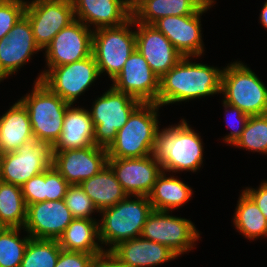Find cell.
<instances>
[{"instance_id": "6da1fadb", "label": "cell", "mask_w": 267, "mask_h": 267, "mask_svg": "<svg viewBox=\"0 0 267 267\" xmlns=\"http://www.w3.org/2000/svg\"><path fill=\"white\" fill-rule=\"evenodd\" d=\"M183 57L159 80L158 105L221 93L222 71Z\"/></svg>"}, {"instance_id": "7a4b0ae2", "label": "cell", "mask_w": 267, "mask_h": 267, "mask_svg": "<svg viewBox=\"0 0 267 267\" xmlns=\"http://www.w3.org/2000/svg\"><path fill=\"white\" fill-rule=\"evenodd\" d=\"M201 136L183 119L156 133L152 155L161 164L162 171L196 172L203 164Z\"/></svg>"}, {"instance_id": "3957f363", "label": "cell", "mask_w": 267, "mask_h": 267, "mask_svg": "<svg viewBox=\"0 0 267 267\" xmlns=\"http://www.w3.org/2000/svg\"><path fill=\"white\" fill-rule=\"evenodd\" d=\"M157 103H141L117 131L114 142L107 149L108 158H142L152 155L158 132Z\"/></svg>"}, {"instance_id": "277c9868", "label": "cell", "mask_w": 267, "mask_h": 267, "mask_svg": "<svg viewBox=\"0 0 267 267\" xmlns=\"http://www.w3.org/2000/svg\"><path fill=\"white\" fill-rule=\"evenodd\" d=\"M130 197L133 196L129 195L113 207L100 211L103 214L98 223L99 243L110 246L106 252L123 241L140 237L148 216L154 210L148 196H135L137 200Z\"/></svg>"}, {"instance_id": "5b68a950", "label": "cell", "mask_w": 267, "mask_h": 267, "mask_svg": "<svg viewBox=\"0 0 267 267\" xmlns=\"http://www.w3.org/2000/svg\"><path fill=\"white\" fill-rule=\"evenodd\" d=\"M242 62H233L222 71L223 102L237 107L249 116L267 114V87Z\"/></svg>"}, {"instance_id": "8992f818", "label": "cell", "mask_w": 267, "mask_h": 267, "mask_svg": "<svg viewBox=\"0 0 267 267\" xmlns=\"http://www.w3.org/2000/svg\"><path fill=\"white\" fill-rule=\"evenodd\" d=\"M34 82L32 93L26 94L19 101L28 112L33 136L39 142L53 146L61 135L63 119L70 104L40 81Z\"/></svg>"}, {"instance_id": "52a82bcc", "label": "cell", "mask_w": 267, "mask_h": 267, "mask_svg": "<svg viewBox=\"0 0 267 267\" xmlns=\"http://www.w3.org/2000/svg\"><path fill=\"white\" fill-rule=\"evenodd\" d=\"M141 102L114 87L93 102L89 114L94 123V144L108 149L114 142L117 131L127 122Z\"/></svg>"}, {"instance_id": "ba28073f", "label": "cell", "mask_w": 267, "mask_h": 267, "mask_svg": "<svg viewBox=\"0 0 267 267\" xmlns=\"http://www.w3.org/2000/svg\"><path fill=\"white\" fill-rule=\"evenodd\" d=\"M133 25L131 18L118 27L93 29L92 55L100 74L106 71L113 80L136 50L135 31L130 28Z\"/></svg>"}, {"instance_id": "9c48e42d", "label": "cell", "mask_w": 267, "mask_h": 267, "mask_svg": "<svg viewBox=\"0 0 267 267\" xmlns=\"http://www.w3.org/2000/svg\"><path fill=\"white\" fill-rule=\"evenodd\" d=\"M52 146L35 137L16 151L1 154L0 181L22 186L29 179L52 166Z\"/></svg>"}, {"instance_id": "30bf717a", "label": "cell", "mask_w": 267, "mask_h": 267, "mask_svg": "<svg viewBox=\"0 0 267 267\" xmlns=\"http://www.w3.org/2000/svg\"><path fill=\"white\" fill-rule=\"evenodd\" d=\"M48 68L36 81L43 83L70 105L101 76L93 55L77 62Z\"/></svg>"}, {"instance_id": "8fae6325", "label": "cell", "mask_w": 267, "mask_h": 267, "mask_svg": "<svg viewBox=\"0 0 267 267\" xmlns=\"http://www.w3.org/2000/svg\"><path fill=\"white\" fill-rule=\"evenodd\" d=\"M170 211L153 210L148 216L141 237L167 246L177 256L193 249L200 233L185 218L170 216Z\"/></svg>"}, {"instance_id": "7c38bea8", "label": "cell", "mask_w": 267, "mask_h": 267, "mask_svg": "<svg viewBox=\"0 0 267 267\" xmlns=\"http://www.w3.org/2000/svg\"><path fill=\"white\" fill-rule=\"evenodd\" d=\"M24 15L41 50L51 43L60 30L75 20L72 0H32L27 2Z\"/></svg>"}, {"instance_id": "4fadbf2b", "label": "cell", "mask_w": 267, "mask_h": 267, "mask_svg": "<svg viewBox=\"0 0 267 267\" xmlns=\"http://www.w3.org/2000/svg\"><path fill=\"white\" fill-rule=\"evenodd\" d=\"M93 30L75 19L60 30L45 48L46 65L57 67L92 55Z\"/></svg>"}, {"instance_id": "5bb4252c", "label": "cell", "mask_w": 267, "mask_h": 267, "mask_svg": "<svg viewBox=\"0 0 267 267\" xmlns=\"http://www.w3.org/2000/svg\"><path fill=\"white\" fill-rule=\"evenodd\" d=\"M211 6H200L187 16L162 17L152 25L166 36L183 57H199L204 52L200 16Z\"/></svg>"}, {"instance_id": "9a60e30c", "label": "cell", "mask_w": 267, "mask_h": 267, "mask_svg": "<svg viewBox=\"0 0 267 267\" xmlns=\"http://www.w3.org/2000/svg\"><path fill=\"white\" fill-rule=\"evenodd\" d=\"M159 80L144 57L135 50L112 80V87L141 103L158 104Z\"/></svg>"}, {"instance_id": "2e32d148", "label": "cell", "mask_w": 267, "mask_h": 267, "mask_svg": "<svg viewBox=\"0 0 267 267\" xmlns=\"http://www.w3.org/2000/svg\"><path fill=\"white\" fill-rule=\"evenodd\" d=\"M107 164L129 196H148L162 172L153 155L142 158H108Z\"/></svg>"}, {"instance_id": "e0dca14e", "label": "cell", "mask_w": 267, "mask_h": 267, "mask_svg": "<svg viewBox=\"0 0 267 267\" xmlns=\"http://www.w3.org/2000/svg\"><path fill=\"white\" fill-rule=\"evenodd\" d=\"M107 160V149L93 145L53 152L52 165L70 185H79L104 168Z\"/></svg>"}, {"instance_id": "ac0fdd59", "label": "cell", "mask_w": 267, "mask_h": 267, "mask_svg": "<svg viewBox=\"0 0 267 267\" xmlns=\"http://www.w3.org/2000/svg\"><path fill=\"white\" fill-rule=\"evenodd\" d=\"M74 217L63 200H46L27 205L23 229L35 239H57Z\"/></svg>"}, {"instance_id": "d6986e66", "label": "cell", "mask_w": 267, "mask_h": 267, "mask_svg": "<svg viewBox=\"0 0 267 267\" xmlns=\"http://www.w3.org/2000/svg\"><path fill=\"white\" fill-rule=\"evenodd\" d=\"M38 51L42 50L35 42L28 18L23 15L0 40V81L17 72Z\"/></svg>"}, {"instance_id": "ffe728a7", "label": "cell", "mask_w": 267, "mask_h": 267, "mask_svg": "<svg viewBox=\"0 0 267 267\" xmlns=\"http://www.w3.org/2000/svg\"><path fill=\"white\" fill-rule=\"evenodd\" d=\"M134 26H137V31H135L136 50L144 57L152 71L160 79L183 56L153 25L135 22Z\"/></svg>"}, {"instance_id": "44dd1931", "label": "cell", "mask_w": 267, "mask_h": 267, "mask_svg": "<svg viewBox=\"0 0 267 267\" xmlns=\"http://www.w3.org/2000/svg\"><path fill=\"white\" fill-rule=\"evenodd\" d=\"M110 253L121 267H155L178 257L167 246L141 236L119 243Z\"/></svg>"}, {"instance_id": "7402d4cb", "label": "cell", "mask_w": 267, "mask_h": 267, "mask_svg": "<svg viewBox=\"0 0 267 267\" xmlns=\"http://www.w3.org/2000/svg\"><path fill=\"white\" fill-rule=\"evenodd\" d=\"M72 2L75 19L89 28L90 24L91 26L93 24L95 30L118 27L132 18L120 0H72Z\"/></svg>"}, {"instance_id": "603a6c76", "label": "cell", "mask_w": 267, "mask_h": 267, "mask_svg": "<svg viewBox=\"0 0 267 267\" xmlns=\"http://www.w3.org/2000/svg\"><path fill=\"white\" fill-rule=\"evenodd\" d=\"M69 105L64 119L59 139L52 146V152L69 149H81L94 144V123L89 110Z\"/></svg>"}, {"instance_id": "cb8c5ba5", "label": "cell", "mask_w": 267, "mask_h": 267, "mask_svg": "<svg viewBox=\"0 0 267 267\" xmlns=\"http://www.w3.org/2000/svg\"><path fill=\"white\" fill-rule=\"evenodd\" d=\"M33 137L28 112L18 100L0 117V154L16 151Z\"/></svg>"}, {"instance_id": "d4e9b609", "label": "cell", "mask_w": 267, "mask_h": 267, "mask_svg": "<svg viewBox=\"0 0 267 267\" xmlns=\"http://www.w3.org/2000/svg\"><path fill=\"white\" fill-rule=\"evenodd\" d=\"M79 185L91 198L99 212L113 207L128 196L108 164Z\"/></svg>"}, {"instance_id": "484cf974", "label": "cell", "mask_w": 267, "mask_h": 267, "mask_svg": "<svg viewBox=\"0 0 267 267\" xmlns=\"http://www.w3.org/2000/svg\"><path fill=\"white\" fill-rule=\"evenodd\" d=\"M98 221L74 218L58 238L62 250L102 254L106 252L99 242ZM98 240V242H96Z\"/></svg>"}, {"instance_id": "4316f807", "label": "cell", "mask_w": 267, "mask_h": 267, "mask_svg": "<svg viewBox=\"0 0 267 267\" xmlns=\"http://www.w3.org/2000/svg\"><path fill=\"white\" fill-rule=\"evenodd\" d=\"M192 194L191 187L174 176L166 177L165 171H162L148 198L154 210L170 211L183 206Z\"/></svg>"}, {"instance_id": "83f0119b", "label": "cell", "mask_w": 267, "mask_h": 267, "mask_svg": "<svg viewBox=\"0 0 267 267\" xmlns=\"http://www.w3.org/2000/svg\"><path fill=\"white\" fill-rule=\"evenodd\" d=\"M233 220L234 226L245 238L252 240L267 236V219L244 190L238 200Z\"/></svg>"}, {"instance_id": "f1b7e54d", "label": "cell", "mask_w": 267, "mask_h": 267, "mask_svg": "<svg viewBox=\"0 0 267 267\" xmlns=\"http://www.w3.org/2000/svg\"><path fill=\"white\" fill-rule=\"evenodd\" d=\"M199 7L195 0H145L132 19L135 22L152 25L162 17L191 15Z\"/></svg>"}, {"instance_id": "f546056e", "label": "cell", "mask_w": 267, "mask_h": 267, "mask_svg": "<svg viewBox=\"0 0 267 267\" xmlns=\"http://www.w3.org/2000/svg\"><path fill=\"white\" fill-rule=\"evenodd\" d=\"M27 206L20 186L0 181V223L23 229Z\"/></svg>"}, {"instance_id": "4dcf8cb0", "label": "cell", "mask_w": 267, "mask_h": 267, "mask_svg": "<svg viewBox=\"0 0 267 267\" xmlns=\"http://www.w3.org/2000/svg\"><path fill=\"white\" fill-rule=\"evenodd\" d=\"M61 250L57 239L30 238L20 267H55Z\"/></svg>"}, {"instance_id": "1f68e13d", "label": "cell", "mask_w": 267, "mask_h": 267, "mask_svg": "<svg viewBox=\"0 0 267 267\" xmlns=\"http://www.w3.org/2000/svg\"><path fill=\"white\" fill-rule=\"evenodd\" d=\"M21 228H6L0 235V267H20L30 235L19 238Z\"/></svg>"}, {"instance_id": "d6a6232c", "label": "cell", "mask_w": 267, "mask_h": 267, "mask_svg": "<svg viewBox=\"0 0 267 267\" xmlns=\"http://www.w3.org/2000/svg\"><path fill=\"white\" fill-rule=\"evenodd\" d=\"M234 146L267 154V114L250 116Z\"/></svg>"}, {"instance_id": "836d02e7", "label": "cell", "mask_w": 267, "mask_h": 267, "mask_svg": "<svg viewBox=\"0 0 267 267\" xmlns=\"http://www.w3.org/2000/svg\"><path fill=\"white\" fill-rule=\"evenodd\" d=\"M64 201L74 218L94 219L90 217L91 214L95 211L99 212L91 198L80 185H70Z\"/></svg>"}, {"instance_id": "e575fe53", "label": "cell", "mask_w": 267, "mask_h": 267, "mask_svg": "<svg viewBox=\"0 0 267 267\" xmlns=\"http://www.w3.org/2000/svg\"><path fill=\"white\" fill-rule=\"evenodd\" d=\"M27 1L8 0L0 3V40L10 33V30L24 15Z\"/></svg>"}, {"instance_id": "d590c367", "label": "cell", "mask_w": 267, "mask_h": 267, "mask_svg": "<svg viewBox=\"0 0 267 267\" xmlns=\"http://www.w3.org/2000/svg\"><path fill=\"white\" fill-rule=\"evenodd\" d=\"M69 186L53 165L45 170V201L63 200Z\"/></svg>"}, {"instance_id": "8d00e7d4", "label": "cell", "mask_w": 267, "mask_h": 267, "mask_svg": "<svg viewBox=\"0 0 267 267\" xmlns=\"http://www.w3.org/2000/svg\"><path fill=\"white\" fill-rule=\"evenodd\" d=\"M223 106L226 110L225 113L228 112L226 114V117H227V115L230 114V116H232V117H230V116L229 117L234 118V120L236 119L235 121L237 122V125H235V121L234 122L229 121L230 118H228V120L225 121L227 123V126L229 128H231L232 131L224 137V141L227 142L228 144L234 145L237 142V140L241 137V134H242L250 116L248 114H245L239 108L231 106L225 102H223ZM228 109H230V111ZM229 112H231V113H229ZM238 125H241V127Z\"/></svg>"}, {"instance_id": "74e56055", "label": "cell", "mask_w": 267, "mask_h": 267, "mask_svg": "<svg viewBox=\"0 0 267 267\" xmlns=\"http://www.w3.org/2000/svg\"><path fill=\"white\" fill-rule=\"evenodd\" d=\"M21 190L26 206L45 201V171L25 182Z\"/></svg>"}, {"instance_id": "f35d334b", "label": "cell", "mask_w": 267, "mask_h": 267, "mask_svg": "<svg viewBox=\"0 0 267 267\" xmlns=\"http://www.w3.org/2000/svg\"><path fill=\"white\" fill-rule=\"evenodd\" d=\"M100 254L61 250L55 267H89L92 259Z\"/></svg>"}, {"instance_id": "ab89813d", "label": "cell", "mask_w": 267, "mask_h": 267, "mask_svg": "<svg viewBox=\"0 0 267 267\" xmlns=\"http://www.w3.org/2000/svg\"><path fill=\"white\" fill-rule=\"evenodd\" d=\"M244 191L254 200L267 219V181L261 183L258 189L246 188Z\"/></svg>"}, {"instance_id": "60d3db41", "label": "cell", "mask_w": 267, "mask_h": 267, "mask_svg": "<svg viewBox=\"0 0 267 267\" xmlns=\"http://www.w3.org/2000/svg\"><path fill=\"white\" fill-rule=\"evenodd\" d=\"M89 267H121L117 259L110 253L104 252L95 256Z\"/></svg>"}, {"instance_id": "b9f144b4", "label": "cell", "mask_w": 267, "mask_h": 267, "mask_svg": "<svg viewBox=\"0 0 267 267\" xmlns=\"http://www.w3.org/2000/svg\"><path fill=\"white\" fill-rule=\"evenodd\" d=\"M123 8L132 17L139 8L144 4L145 0H120Z\"/></svg>"}, {"instance_id": "7bdbcfd3", "label": "cell", "mask_w": 267, "mask_h": 267, "mask_svg": "<svg viewBox=\"0 0 267 267\" xmlns=\"http://www.w3.org/2000/svg\"><path fill=\"white\" fill-rule=\"evenodd\" d=\"M260 23L264 28H267V0L264 2V5L262 7V10L260 12Z\"/></svg>"}, {"instance_id": "ee69618b", "label": "cell", "mask_w": 267, "mask_h": 267, "mask_svg": "<svg viewBox=\"0 0 267 267\" xmlns=\"http://www.w3.org/2000/svg\"><path fill=\"white\" fill-rule=\"evenodd\" d=\"M200 6H208L214 3V0H195Z\"/></svg>"}, {"instance_id": "f6af8a7d", "label": "cell", "mask_w": 267, "mask_h": 267, "mask_svg": "<svg viewBox=\"0 0 267 267\" xmlns=\"http://www.w3.org/2000/svg\"><path fill=\"white\" fill-rule=\"evenodd\" d=\"M6 228H7V227H6L4 224L0 223V235L3 233V231H4Z\"/></svg>"}, {"instance_id": "bcb514c9", "label": "cell", "mask_w": 267, "mask_h": 267, "mask_svg": "<svg viewBox=\"0 0 267 267\" xmlns=\"http://www.w3.org/2000/svg\"><path fill=\"white\" fill-rule=\"evenodd\" d=\"M6 1H8V0H0V3L6 2Z\"/></svg>"}]
</instances>
